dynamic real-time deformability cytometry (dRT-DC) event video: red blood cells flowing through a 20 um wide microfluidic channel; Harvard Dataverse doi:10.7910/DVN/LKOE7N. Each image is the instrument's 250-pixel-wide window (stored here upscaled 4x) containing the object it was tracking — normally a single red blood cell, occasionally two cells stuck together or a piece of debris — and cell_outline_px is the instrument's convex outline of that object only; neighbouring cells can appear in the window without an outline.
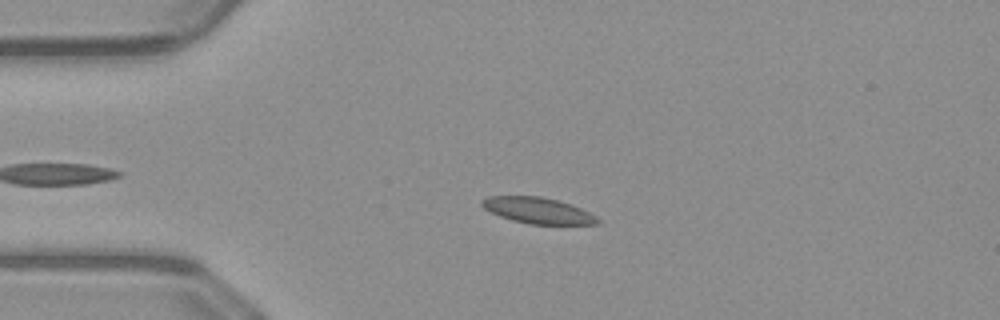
{"species": "common noctule bat (a hibernating species)", "species_latin": "Nyctalus noctula", "temperature_condition": "warm", "stored_images_in_passage": 47, "camera_frame_rate_fps": 3000, "um_per_image_px": 0.085, "animal": {"sex": "male", "body_mass_g": 23.1, "forearm_length_mm": 52.7}, "frame": {"image": 1, "passage_image": 12, "time_ms": 3.667, "image_size_px": [1000, 320], "cell_outline_px": [[600, 224], [528, 224], [512, 220], [500, 216], [484, 208], [480, 204], [480, 200], [488, 196], [540, 196], [572, 204], [596, 216], [600, 220]], "centroid_in_image_um": [45.71, 17.89], "position_along_channel_um": 39.3, "area_um2": 17.51}}
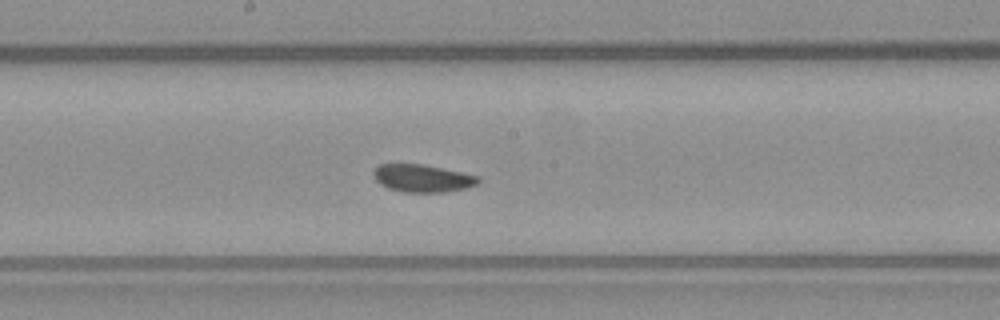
{"frame": {"image": 2, "passage_image": 27, "time_ms": 8.667, "image_size_px": [1000, 320], "cell_outline_px": [[480, 180], [476, 184], [468, 188], [444, 192], [404, 192], [388, 188], [380, 184], [376, 180], [372, 172], [380, 164], [424, 164], [480, 176]], "centroid_in_image_um": [35.93, 15.15], "position_along_channel_um": 212.3, "area_um2": 16.88}}
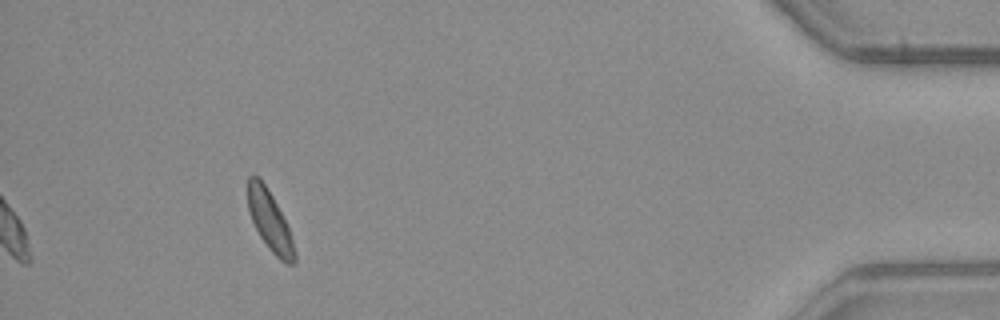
{"frame": {"image": 3, "passage_image": 47, "time_ms": 15.333, "image_size_px": [1000, 320], "cell_outline_px": [[296, 264], [288, 264], [280, 260], [272, 252], [260, 236], [248, 212], [248, 176], [256, 176], [264, 184], [272, 196], [288, 228], [296, 252]], "centroid_in_image_um": [22.94, 18.82], "position_along_channel_um": 412.3, "area_um2": 15.84}}